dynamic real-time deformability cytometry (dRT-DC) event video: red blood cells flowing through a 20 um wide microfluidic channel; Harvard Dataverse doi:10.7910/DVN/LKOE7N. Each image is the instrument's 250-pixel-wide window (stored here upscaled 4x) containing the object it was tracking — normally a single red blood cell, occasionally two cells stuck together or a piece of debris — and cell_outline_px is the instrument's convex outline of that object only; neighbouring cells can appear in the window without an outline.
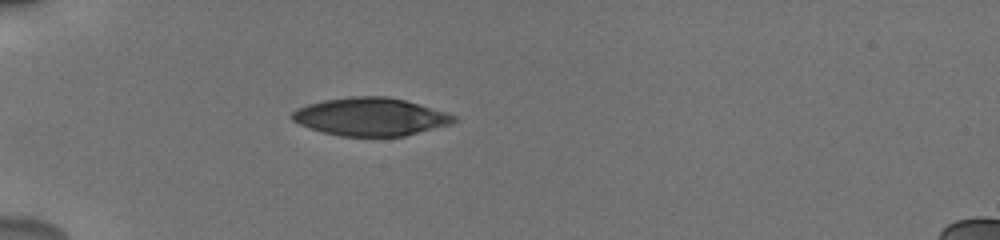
{"species": "human", "species_latin": "Homo sapiens", "temperature_condition": "cold", "stored_images_in_passage": 6, "camera_frame_rate_fps": 3000, "um_per_image_px": 0.085, "donor": {"sex": "male"}, "frame": {"image": 1, "passage_image": 4, "time_ms": 1.667, "image_size_px": [1000, 240], "cell_outline_px": [[460, 120], [452, 124], [404, 136], [340, 136], [324, 132], [300, 124], [292, 120], [288, 116], [296, 108], [308, 104], [324, 100], [352, 96], [388, 96], [404, 100], [448, 112], [456, 116]], "centroid_in_image_um": [31.52, 9.92], "position_along_channel_um": 53.5, "area_um2": 35.89}}
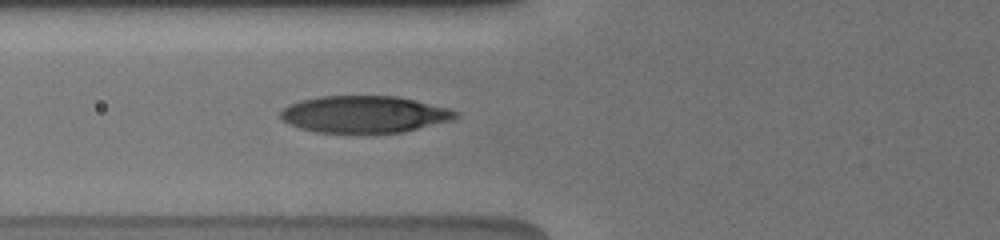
{"frame": {"image": 2, "passage_image": 6, "time_ms": 3.333, "image_size_px": [1000, 240], "cell_outline_px": [[460, 116], [452, 120], [404, 132], [316, 132], [300, 128], [288, 124], [280, 116], [280, 112], [288, 104], [300, 100], [320, 96], [396, 96], [416, 100], [448, 108], [460, 112]], "centroid_in_image_um": [30.98, 9.7], "position_along_channel_um": 94.8, "area_um2": 37.63}}